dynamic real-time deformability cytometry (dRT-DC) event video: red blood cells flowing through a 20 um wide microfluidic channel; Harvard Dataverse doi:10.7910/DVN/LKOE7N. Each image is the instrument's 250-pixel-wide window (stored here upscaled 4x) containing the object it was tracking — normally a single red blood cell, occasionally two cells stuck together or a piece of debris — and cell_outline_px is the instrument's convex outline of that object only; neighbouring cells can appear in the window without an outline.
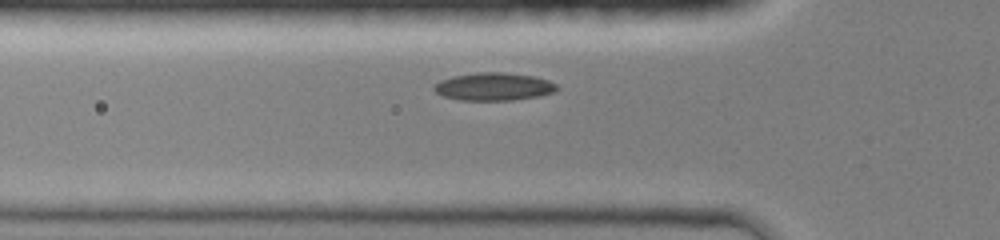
{"species": "common noctule bat (a hibernating species)", "species_latin": "Nyctalus noctula", "temperature_condition": "room temperature", "stored_images_in_passage": 32, "camera_frame_rate_fps": 3000, "um_per_image_px": 0.085, "animal": {"sex": "female", "body_mass_g": 19.0, "forearm_length_mm": 51.5}, "frame": {"image": 1, "passage_image": 7, "time_ms": 2.0, "image_size_px": [1000, 240], "cell_outline_px": [[560, 88], [556, 92], [540, 96], [512, 100], [460, 100], [444, 96], [436, 92], [432, 88], [440, 80], [452, 76], [476, 72], [504, 72], [536, 76], [548, 80], [556, 84]], "centroid_in_image_um": [42.01, 7.35], "position_along_channel_um": 83.8, "area_um2": 20.11}}
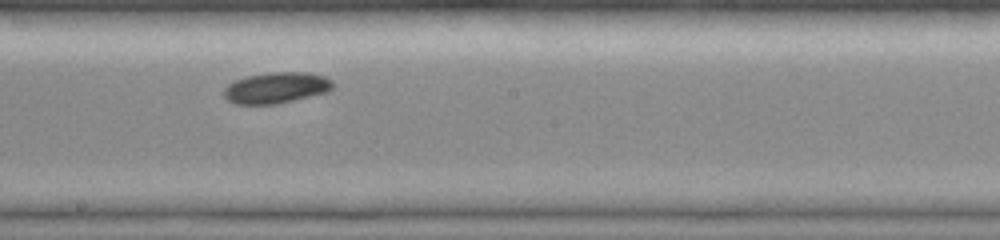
{"frame": {"image": 2, "passage_image": 17, "time_ms": 5.333, "image_size_px": [1000, 240], "cell_outline_px": [[332, 88], [328, 92], [276, 104], [236, 104], [228, 100], [224, 96], [224, 88], [228, 84], [236, 80], [248, 76], [272, 72], [308, 72], [324, 76], [332, 80]], "centroid_in_image_um": [23.49, 7.46], "position_along_channel_um": 224.7, "area_um2": 19.59}}
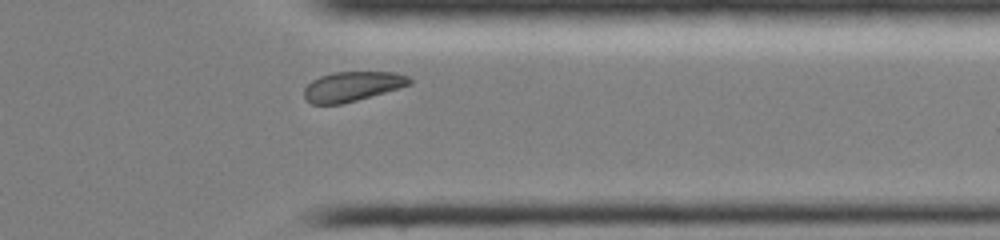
{"frame": {"image": 3, "passage_image": 28, "time_ms": 9.0, "image_size_px": [1000, 240], "cell_outline_px": [[412, 84], [356, 100], [340, 104], [312, 104], [304, 96], [304, 88], [312, 80], [320, 76], [336, 72], [396, 72], [408, 76], [412, 80]], "centroid_in_image_um": [29.95, 7.33], "position_along_channel_um": 381.5, "area_um2": 18.03}}